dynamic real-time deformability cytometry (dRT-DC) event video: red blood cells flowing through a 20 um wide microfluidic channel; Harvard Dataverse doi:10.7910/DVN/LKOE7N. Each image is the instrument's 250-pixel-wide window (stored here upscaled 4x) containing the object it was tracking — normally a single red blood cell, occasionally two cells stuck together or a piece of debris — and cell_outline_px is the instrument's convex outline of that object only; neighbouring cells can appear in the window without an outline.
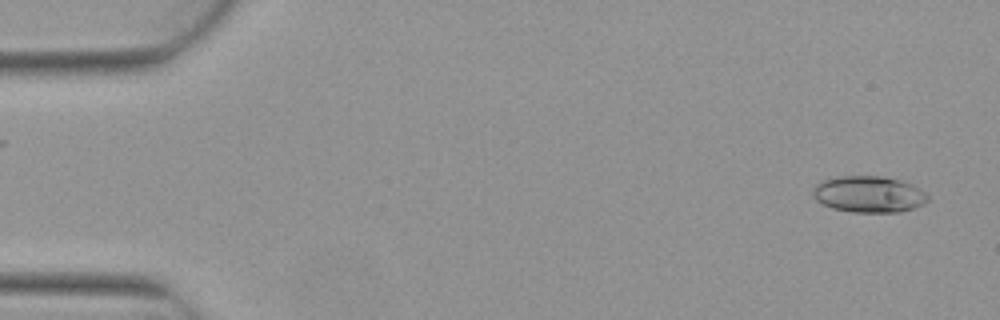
{"species": "Egyptian fruit bat (a non-hibernating species)", "species_latin": "Rousettus aegyptiacus", "temperature_condition": "warm", "stored_images_in_passage": 4, "camera_frame_rate_fps": 3000, "um_per_image_px": 0.085, "animal": {"sex": "female"}, "frame": {"image": 1, "passage_image": 1, "time_ms": 0.0, "image_size_px": [1000, 320], "cell_outline_px": [[928, 200], [924, 204], [916, 208], [900, 212], [852, 212], [832, 208], [816, 200], [812, 196], [812, 192], [816, 184], [820, 180], [836, 176], [880, 176], [900, 180], [912, 184], [924, 192], [928, 196]], "centroid_in_image_um": [73.83, 16.51], "position_along_channel_um": 11.2, "area_um2": 24.57}}
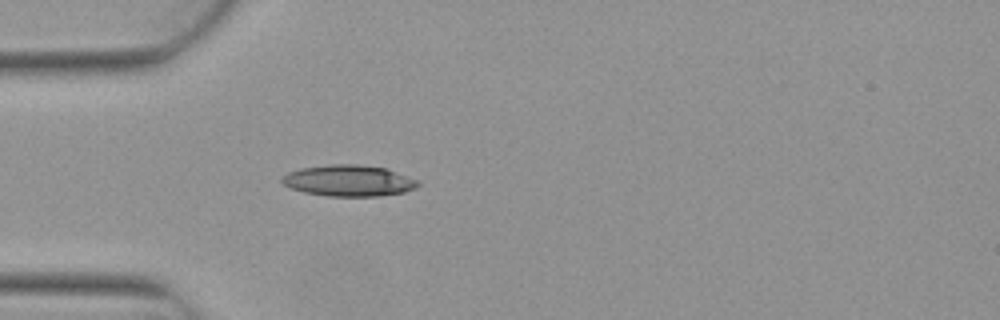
{"frame": {"image": 2, "passage_image": 4, "time_ms": 1.0, "image_size_px": [1000, 320], "cell_outline_px": [[420, 184], [416, 188], [404, 192], [380, 196], [328, 196], [304, 192], [292, 188], [284, 184], [280, 180], [288, 172], [300, 168], [328, 164], [356, 164], [384, 168], [420, 180]], "centroid_in_image_um": [29.66, 15.35], "position_along_channel_um": 55.3, "area_um2": 24.74}}